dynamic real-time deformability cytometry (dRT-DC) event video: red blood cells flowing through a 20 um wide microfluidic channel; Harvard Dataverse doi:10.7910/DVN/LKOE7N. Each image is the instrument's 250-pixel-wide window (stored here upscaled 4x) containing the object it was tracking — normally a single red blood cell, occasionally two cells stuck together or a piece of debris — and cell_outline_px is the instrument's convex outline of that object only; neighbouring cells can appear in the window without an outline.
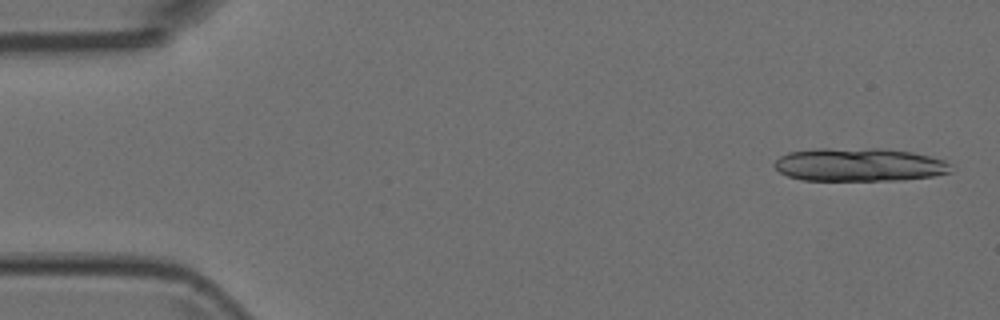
{"species": "Egyptian fruit bat (a non-hibernating species)", "species_latin": "Rousettus aegyptiacus", "temperature_condition": "room temperature", "stored_images_in_passage": 5, "camera_frame_rate_fps": 3000, "um_per_image_px": 0.085, "animal": {"sex": "female"}, "frame": {"image": 1, "passage_image": 1, "time_ms": 0.0, "image_size_px": [1000, 320], "cell_outline_px": [[952, 172], [936, 176], [904, 180], [800, 180], [788, 176], [780, 172], [772, 164], [780, 156], [788, 152], [816, 148], [880, 148], [912, 152], [944, 160], [952, 164]], "centroid_in_image_um": [73.05, 14.0], "position_along_channel_um": 11.9, "area_um2": 34.68}}